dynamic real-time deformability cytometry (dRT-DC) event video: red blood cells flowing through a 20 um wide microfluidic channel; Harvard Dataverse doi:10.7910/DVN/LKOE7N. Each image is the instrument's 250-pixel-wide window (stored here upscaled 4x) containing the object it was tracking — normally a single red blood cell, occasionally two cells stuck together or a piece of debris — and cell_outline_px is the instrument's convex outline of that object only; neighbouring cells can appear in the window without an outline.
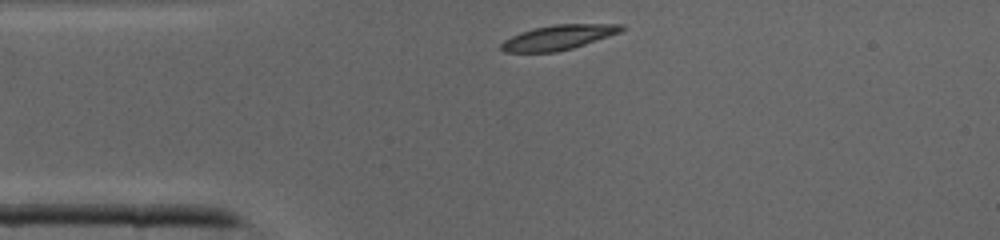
{"species": "common noctule bat (a hibernating species)", "species_latin": "Nyctalus noctula", "temperature_condition": "cold", "stored_images_in_passage": 27, "camera_frame_rate_fps": 3000, "um_per_image_px": 0.085, "animal": {"sex": "male", "body_mass_g": 19.0, "forearm_length_mm": 50.8}, "frame": {"image": 1, "passage_image": 1, "time_ms": 0.0, "image_size_px": [1000, 240], "cell_outline_px": [[624, 28], [620, 32], [572, 48], [556, 52], [504, 52], [500, 48], [500, 44], [504, 40], [520, 32], [532, 28], [556, 24], [624, 24]], "centroid_in_image_um": [47.42, 3.17], "position_along_channel_um": 37.6, "area_um2": 17.22}}
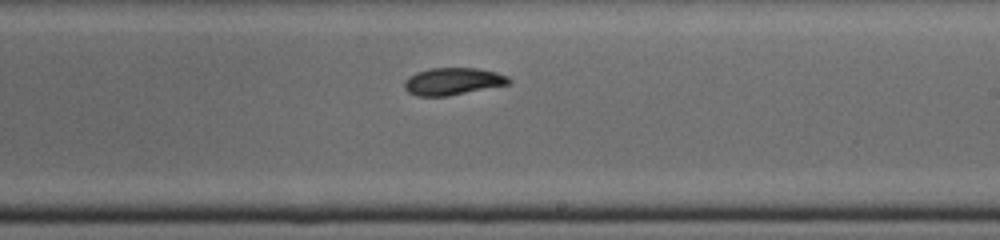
{"frame": {"image": 2, "passage_image": 16, "time_ms": 5.0, "image_size_px": [1000, 240], "cell_outline_px": [[512, 84], [448, 96], [416, 96], [408, 92], [404, 88], [404, 80], [408, 76], [416, 72], [432, 68], [476, 68], [496, 72], [508, 76], [512, 80]], "centroid_in_image_um": [38.51, 6.92], "position_along_channel_um": 250.5, "area_um2": 16.82}}
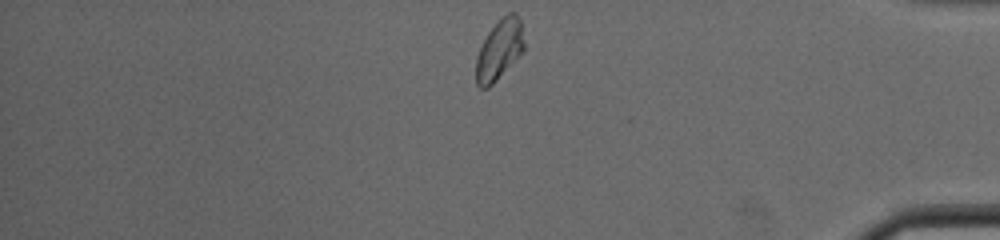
{"frame": {"image": 3, "passage_image": 27, "time_ms": 8.667, "image_size_px": [1000, 240], "cell_outline_px": [[524, 52], [488, 88], [480, 88], [476, 84], [476, 56], [488, 32], [508, 12], [516, 12], [520, 20], [524, 44]], "centroid_in_image_um": [42.45, 4.25], "position_along_channel_um": 392.8, "area_um2": 16.7}}